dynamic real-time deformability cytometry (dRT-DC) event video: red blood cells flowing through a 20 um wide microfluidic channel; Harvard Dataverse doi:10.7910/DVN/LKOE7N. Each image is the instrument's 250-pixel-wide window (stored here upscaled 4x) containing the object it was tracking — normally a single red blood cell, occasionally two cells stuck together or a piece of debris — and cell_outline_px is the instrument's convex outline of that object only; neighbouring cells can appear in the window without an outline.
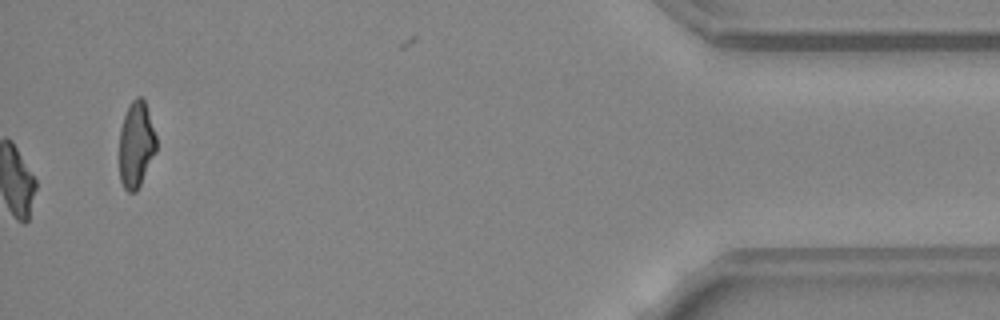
{"species": "common noctule bat (a hibernating species)", "species_latin": "Nyctalus noctula", "temperature_condition": "warm", "stored_images_in_passage": 32, "camera_frame_rate_fps": 3000, "um_per_image_px": 0.085, "animal": {"sex": "female", "body_mass_g": 24.6, "forearm_length_mm": 56.2}, "frame": {"image": 1, "passage_image": 32, "time_ms": 10.333, "image_size_px": [1000, 320], "cell_outline_px": [[156, 152], [136, 192], [128, 192], [124, 188], [120, 180], [120, 128], [124, 116], [132, 100], [136, 96], [140, 96], [144, 100], [156, 136]], "centroid_in_image_um": [11.57, 12.3], "position_along_channel_um": 423.6, "area_um2": 18.32}, "authors_computed_cell_mechanics": {"area_um2": 17.5134, "velocity_mm_per_s": 4.5622, "shape_relaxation_time_tau1_ms": 7.0505, "shape_relaxation_time_tau2_ms": 6.3958, "deformation_change_tau1": 0.2363, "deformation_change_tau2": 0.1803}}